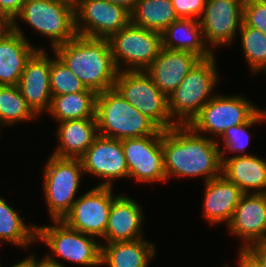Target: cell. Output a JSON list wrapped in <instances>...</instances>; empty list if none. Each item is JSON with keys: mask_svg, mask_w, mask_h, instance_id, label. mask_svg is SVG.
I'll return each mask as SVG.
<instances>
[{"mask_svg": "<svg viewBox=\"0 0 266 267\" xmlns=\"http://www.w3.org/2000/svg\"><path fill=\"white\" fill-rule=\"evenodd\" d=\"M144 218V209L139 202L118 194L110 208L105 235L98 241L105 244L145 238L142 232Z\"/></svg>", "mask_w": 266, "mask_h": 267, "instance_id": "obj_18", "label": "cell"}, {"mask_svg": "<svg viewBox=\"0 0 266 267\" xmlns=\"http://www.w3.org/2000/svg\"><path fill=\"white\" fill-rule=\"evenodd\" d=\"M105 1L122 6L131 13L134 10L138 0H105Z\"/></svg>", "mask_w": 266, "mask_h": 267, "instance_id": "obj_41", "label": "cell"}, {"mask_svg": "<svg viewBox=\"0 0 266 267\" xmlns=\"http://www.w3.org/2000/svg\"><path fill=\"white\" fill-rule=\"evenodd\" d=\"M199 60L200 58L193 53L162 47L145 72L168 97Z\"/></svg>", "mask_w": 266, "mask_h": 267, "instance_id": "obj_19", "label": "cell"}, {"mask_svg": "<svg viewBox=\"0 0 266 267\" xmlns=\"http://www.w3.org/2000/svg\"><path fill=\"white\" fill-rule=\"evenodd\" d=\"M51 51L87 89L96 94L115 86L118 71L113 62L108 39L76 35Z\"/></svg>", "mask_w": 266, "mask_h": 267, "instance_id": "obj_2", "label": "cell"}, {"mask_svg": "<svg viewBox=\"0 0 266 267\" xmlns=\"http://www.w3.org/2000/svg\"><path fill=\"white\" fill-rule=\"evenodd\" d=\"M162 148L167 180L200 178L203 182L221 175V155L216 140L196 133L189 125L163 131Z\"/></svg>", "mask_w": 266, "mask_h": 267, "instance_id": "obj_1", "label": "cell"}, {"mask_svg": "<svg viewBox=\"0 0 266 267\" xmlns=\"http://www.w3.org/2000/svg\"><path fill=\"white\" fill-rule=\"evenodd\" d=\"M34 119L39 120L40 117L27 104L18 86L0 85L1 128L3 126H15V124L19 122L34 121Z\"/></svg>", "mask_w": 266, "mask_h": 267, "instance_id": "obj_29", "label": "cell"}, {"mask_svg": "<svg viewBox=\"0 0 266 267\" xmlns=\"http://www.w3.org/2000/svg\"><path fill=\"white\" fill-rule=\"evenodd\" d=\"M225 227L242 240V249L266 240V194H243Z\"/></svg>", "mask_w": 266, "mask_h": 267, "instance_id": "obj_16", "label": "cell"}, {"mask_svg": "<svg viewBox=\"0 0 266 267\" xmlns=\"http://www.w3.org/2000/svg\"><path fill=\"white\" fill-rule=\"evenodd\" d=\"M26 0H0V12L11 21L19 14Z\"/></svg>", "mask_w": 266, "mask_h": 267, "instance_id": "obj_35", "label": "cell"}, {"mask_svg": "<svg viewBox=\"0 0 266 267\" xmlns=\"http://www.w3.org/2000/svg\"><path fill=\"white\" fill-rule=\"evenodd\" d=\"M37 50L36 47L13 29L0 38V85H17L27 61Z\"/></svg>", "mask_w": 266, "mask_h": 267, "instance_id": "obj_23", "label": "cell"}, {"mask_svg": "<svg viewBox=\"0 0 266 267\" xmlns=\"http://www.w3.org/2000/svg\"><path fill=\"white\" fill-rule=\"evenodd\" d=\"M52 223L37 225L36 236L37 242L49 247L46 256L50 260L61 263L59 257L77 266L101 267V242L96 237L71 229L63 221Z\"/></svg>", "mask_w": 266, "mask_h": 267, "instance_id": "obj_7", "label": "cell"}, {"mask_svg": "<svg viewBox=\"0 0 266 267\" xmlns=\"http://www.w3.org/2000/svg\"><path fill=\"white\" fill-rule=\"evenodd\" d=\"M57 147L51 153L60 158H80L99 135L96 118L58 122Z\"/></svg>", "mask_w": 266, "mask_h": 267, "instance_id": "obj_22", "label": "cell"}, {"mask_svg": "<svg viewBox=\"0 0 266 267\" xmlns=\"http://www.w3.org/2000/svg\"><path fill=\"white\" fill-rule=\"evenodd\" d=\"M266 267V240L251 244L247 248Z\"/></svg>", "mask_w": 266, "mask_h": 267, "instance_id": "obj_37", "label": "cell"}, {"mask_svg": "<svg viewBox=\"0 0 266 267\" xmlns=\"http://www.w3.org/2000/svg\"><path fill=\"white\" fill-rule=\"evenodd\" d=\"M204 186L202 215L209 225L227 226L244 193L223 175L204 182Z\"/></svg>", "mask_w": 266, "mask_h": 267, "instance_id": "obj_20", "label": "cell"}, {"mask_svg": "<svg viewBox=\"0 0 266 267\" xmlns=\"http://www.w3.org/2000/svg\"><path fill=\"white\" fill-rule=\"evenodd\" d=\"M96 96L94 91L87 88L79 93L52 96L49 110L46 113L54 117L53 119L57 122L96 118Z\"/></svg>", "mask_w": 266, "mask_h": 267, "instance_id": "obj_27", "label": "cell"}, {"mask_svg": "<svg viewBox=\"0 0 266 267\" xmlns=\"http://www.w3.org/2000/svg\"><path fill=\"white\" fill-rule=\"evenodd\" d=\"M35 267H66V266H64V263L50 260L46 255H44L40 259H37L35 254Z\"/></svg>", "mask_w": 266, "mask_h": 267, "instance_id": "obj_38", "label": "cell"}, {"mask_svg": "<svg viewBox=\"0 0 266 267\" xmlns=\"http://www.w3.org/2000/svg\"><path fill=\"white\" fill-rule=\"evenodd\" d=\"M216 57L200 59L168 96L169 113L176 125H189L214 96L220 82Z\"/></svg>", "mask_w": 266, "mask_h": 267, "instance_id": "obj_4", "label": "cell"}, {"mask_svg": "<svg viewBox=\"0 0 266 267\" xmlns=\"http://www.w3.org/2000/svg\"><path fill=\"white\" fill-rule=\"evenodd\" d=\"M161 34L162 47L165 49L190 52L200 59L215 55L206 45L200 21L197 19H179Z\"/></svg>", "mask_w": 266, "mask_h": 267, "instance_id": "obj_25", "label": "cell"}, {"mask_svg": "<svg viewBox=\"0 0 266 267\" xmlns=\"http://www.w3.org/2000/svg\"><path fill=\"white\" fill-rule=\"evenodd\" d=\"M163 130L158 135L121 140L128 178L139 183L166 182Z\"/></svg>", "mask_w": 266, "mask_h": 267, "instance_id": "obj_12", "label": "cell"}, {"mask_svg": "<svg viewBox=\"0 0 266 267\" xmlns=\"http://www.w3.org/2000/svg\"><path fill=\"white\" fill-rule=\"evenodd\" d=\"M117 71H145L162 48V34L131 22L109 38Z\"/></svg>", "mask_w": 266, "mask_h": 267, "instance_id": "obj_8", "label": "cell"}, {"mask_svg": "<svg viewBox=\"0 0 266 267\" xmlns=\"http://www.w3.org/2000/svg\"><path fill=\"white\" fill-rule=\"evenodd\" d=\"M22 210H15L6 199L0 196V245L9 243L28 249L37 243V225L26 224L25 218L19 216ZM24 220V221H23ZM2 243V244H1Z\"/></svg>", "mask_w": 266, "mask_h": 267, "instance_id": "obj_26", "label": "cell"}, {"mask_svg": "<svg viewBox=\"0 0 266 267\" xmlns=\"http://www.w3.org/2000/svg\"><path fill=\"white\" fill-rule=\"evenodd\" d=\"M235 1H239V2H241L242 4H244L247 0H235Z\"/></svg>", "mask_w": 266, "mask_h": 267, "instance_id": "obj_43", "label": "cell"}, {"mask_svg": "<svg viewBox=\"0 0 266 267\" xmlns=\"http://www.w3.org/2000/svg\"><path fill=\"white\" fill-rule=\"evenodd\" d=\"M238 251V267H263L248 249L238 248ZM225 267H230V265H226Z\"/></svg>", "mask_w": 266, "mask_h": 267, "instance_id": "obj_36", "label": "cell"}, {"mask_svg": "<svg viewBox=\"0 0 266 267\" xmlns=\"http://www.w3.org/2000/svg\"><path fill=\"white\" fill-rule=\"evenodd\" d=\"M199 21L205 43L214 53L215 48L235 43L243 23V4L235 0H206Z\"/></svg>", "mask_w": 266, "mask_h": 267, "instance_id": "obj_14", "label": "cell"}, {"mask_svg": "<svg viewBox=\"0 0 266 267\" xmlns=\"http://www.w3.org/2000/svg\"><path fill=\"white\" fill-rule=\"evenodd\" d=\"M52 55H54L51 58L50 69V91L52 96L84 91L86 87L78 77L71 72L55 53Z\"/></svg>", "mask_w": 266, "mask_h": 267, "instance_id": "obj_32", "label": "cell"}, {"mask_svg": "<svg viewBox=\"0 0 266 267\" xmlns=\"http://www.w3.org/2000/svg\"><path fill=\"white\" fill-rule=\"evenodd\" d=\"M131 22V14L122 6L105 0H76L77 35L108 39Z\"/></svg>", "mask_w": 266, "mask_h": 267, "instance_id": "obj_11", "label": "cell"}, {"mask_svg": "<svg viewBox=\"0 0 266 267\" xmlns=\"http://www.w3.org/2000/svg\"><path fill=\"white\" fill-rule=\"evenodd\" d=\"M130 14L132 24L159 33L179 20L172 0H138Z\"/></svg>", "mask_w": 266, "mask_h": 267, "instance_id": "obj_28", "label": "cell"}, {"mask_svg": "<svg viewBox=\"0 0 266 267\" xmlns=\"http://www.w3.org/2000/svg\"><path fill=\"white\" fill-rule=\"evenodd\" d=\"M95 117L99 135L118 140L158 135L162 131L115 87L97 94Z\"/></svg>", "mask_w": 266, "mask_h": 267, "instance_id": "obj_3", "label": "cell"}, {"mask_svg": "<svg viewBox=\"0 0 266 267\" xmlns=\"http://www.w3.org/2000/svg\"><path fill=\"white\" fill-rule=\"evenodd\" d=\"M243 22L266 35V0H247L243 4Z\"/></svg>", "mask_w": 266, "mask_h": 267, "instance_id": "obj_33", "label": "cell"}, {"mask_svg": "<svg viewBox=\"0 0 266 267\" xmlns=\"http://www.w3.org/2000/svg\"><path fill=\"white\" fill-rule=\"evenodd\" d=\"M260 109L244 95L215 94L189 126L196 133L216 140L230 127L248 122Z\"/></svg>", "mask_w": 266, "mask_h": 267, "instance_id": "obj_9", "label": "cell"}, {"mask_svg": "<svg viewBox=\"0 0 266 267\" xmlns=\"http://www.w3.org/2000/svg\"><path fill=\"white\" fill-rule=\"evenodd\" d=\"M12 30V21L2 12H0V38Z\"/></svg>", "mask_w": 266, "mask_h": 267, "instance_id": "obj_39", "label": "cell"}, {"mask_svg": "<svg viewBox=\"0 0 266 267\" xmlns=\"http://www.w3.org/2000/svg\"><path fill=\"white\" fill-rule=\"evenodd\" d=\"M262 122L266 123V109H260L248 122L232 126L227 129L223 134L216 139V143L219 145L220 155L225 156L229 152H233L232 156H244L251 155L247 153L245 150L249 146L250 138V130L256 124H260ZM224 145L220 148V145ZM237 153V154H236Z\"/></svg>", "mask_w": 266, "mask_h": 267, "instance_id": "obj_30", "label": "cell"}, {"mask_svg": "<svg viewBox=\"0 0 266 267\" xmlns=\"http://www.w3.org/2000/svg\"><path fill=\"white\" fill-rule=\"evenodd\" d=\"M80 160L84 175L103 180L97 186L113 187L114 181L128 178L121 140L98 135Z\"/></svg>", "mask_w": 266, "mask_h": 267, "instance_id": "obj_15", "label": "cell"}, {"mask_svg": "<svg viewBox=\"0 0 266 267\" xmlns=\"http://www.w3.org/2000/svg\"><path fill=\"white\" fill-rule=\"evenodd\" d=\"M156 250L155 243L145 238L101 244V266L149 267L156 257Z\"/></svg>", "mask_w": 266, "mask_h": 267, "instance_id": "obj_24", "label": "cell"}, {"mask_svg": "<svg viewBox=\"0 0 266 267\" xmlns=\"http://www.w3.org/2000/svg\"><path fill=\"white\" fill-rule=\"evenodd\" d=\"M243 55L253 76L266 69V35L260 30L248 27L244 22L238 32Z\"/></svg>", "mask_w": 266, "mask_h": 267, "instance_id": "obj_31", "label": "cell"}, {"mask_svg": "<svg viewBox=\"0 0 266 267\" xmlns=\"http://www.w3.org/2000/svg\"><path fill=\"white\" fill-rule=\"evenodd\" d=\"M179 19H197L203 15L206 0H172Z\"/></svg>", "mask_w": 266, "mask_h": 267, "instance_id": "obj_34", "label": "cell"}, {"mask_svg": "<svg viewBox=\"0 0 266 267\" xmlns=\"http://www.w3.org/2000/svg\"><path fill=\"white\" fill-rule=\"evenodd\" d=\"M1 267V260H0ZM10 267H35V254L31 253V255L26 256L22 260L16 262L14 265Z\"/></svg>", "mask_w": 266, "mask_h": 267, "instance_id": "obj_40", "label": "cell"}, {"mask_svg": "<svg viewBox=\"0 0 266 267\" xmlns=\"http://www.w3.org/2000/svg\"><path fill=\"white\" fill-rule=\"evenodd\" d=\"M113 187L96 186L73 203L62 221L71 229L102 239L105 235L110 208L118 196Z\"/></svg>", "mask_w": 266, "mask_h": 267, "instance_id": "obj_13", "label": "cell"}, {"mask_svg": "<svg viewBox=\"0 0 266 267\" xmlns=\"http://www.w3.org/2000/svg\"><path fill=\"white\" fill-rule=\"evenodd\" d=\"M60 1H63V2H66V3H75L76 0H60Z\"/></svg>", "mask_w": 266, "mask_h": 267, "instance_id": "obj_42", "label": "cell"}, {"mask_svg": "<svg viewBox=\"0 0 266 267\" xmlns=\"http://www.w3.org/2000/svg\"><path fill=\"white\" fill-rule=\"evenodd\" d=\"M221 175L244 194H266V159L260 156H221Z\"/></svg>", "mask_w": 266, "mask_h": 267, "instance_id": "obj_21", "label": "cell"}, {"mask_svg": "<svg viewBox=\"0 0 266 267\" xmlns=\"http://www.w3.org/2000/svg\"><path fill=\"white\" fill-rule=\"evenodd\" d=\"M20 20L41 36L48 38L52 50L77 35L75 3L60 0H26L19 14L12 21V29L28 39L20 29Z\"/></svg>", "mask_w": 266, "mask_h": 267, "instance_id": "obj_5", "label": "cell"}, {"mask_svg": "<svg viewBox=\"0 0 266 267\" xmlns=\"http://www.w3.org/2000/svg\"><path fill=\"white\" fill-rule=\"evenodd\" d=\"M51 57L46 50H37L27 61L17 84L27 104L40 117L49 110Z\"/></svg>", "mask_w": 266, "mask_h": 267, "instance_id": "obj_17", "label": "cell"}, {"mask_svg": "<svg viewBox=\"0 0 266 267\" xmlns=\"http://www.w3.org/2000/svg\"><path fill=\"white\" fill-rule=\"evenodd\" d=\"M114 87L161 130L176 126L169 113L168 97L159 90L145 71H119Z\"/></svg>", "mask_w": 266, "mask_h": 267, "instance_id": "obj_10", "label": "cell"}, {"mask_svg": "<svg viewBox=\"0 0 266 267\" xmlns=\"http://www.w3.org/2000/svg\"><path fill=\"white\" fill-rule=\"evenodd\" d=\"M43 170V194L52 221H62L77 200L84 176L80 158L48 157Z\"/></svg>", "mask_w": 266, "mask_h": 267, "instance_id": "obj_6", "label": "cell"}]
</instances>
